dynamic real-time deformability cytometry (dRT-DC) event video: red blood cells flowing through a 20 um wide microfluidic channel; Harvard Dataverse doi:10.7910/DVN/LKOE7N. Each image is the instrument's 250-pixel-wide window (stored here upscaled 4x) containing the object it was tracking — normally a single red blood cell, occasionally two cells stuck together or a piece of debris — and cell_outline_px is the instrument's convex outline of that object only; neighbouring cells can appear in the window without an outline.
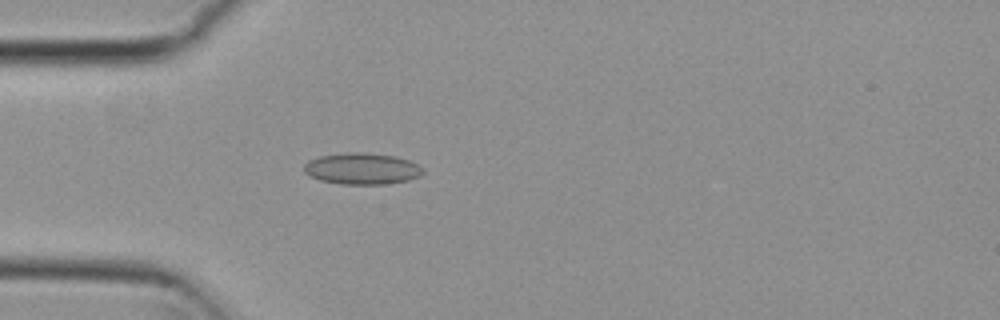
{"species": "common noctule bat (a hibernating species)", "species_latin": "Nyctalus noctula", "temperature_condition": "cold", "stored_images_in_passage": 5, "camera_frame_rate_fps": 3000, "um_per_image_px": 0.085, "animal": {"sex": "female", "body_mass_g": 29.2, "forearm_length_mm": 56.3}, "frame": {"image": 1, "passage_image": 5, "time_ms": 1.333, "image_size_px": [1000, 320], "cell_outline_px": [[424, 172], [420, 176], [408, 180], [384, 184], [340, 184], [320, 180], [304, 172], [304, 164], [308, 160], [320, 156], [352, 152], [356, 152], [392, 156], [408, 160], [424, 168]], "centroid_in_image_um": [30.77, 14.35], "position_along_channel_um": 54.2, "area_um2": 21.5}}